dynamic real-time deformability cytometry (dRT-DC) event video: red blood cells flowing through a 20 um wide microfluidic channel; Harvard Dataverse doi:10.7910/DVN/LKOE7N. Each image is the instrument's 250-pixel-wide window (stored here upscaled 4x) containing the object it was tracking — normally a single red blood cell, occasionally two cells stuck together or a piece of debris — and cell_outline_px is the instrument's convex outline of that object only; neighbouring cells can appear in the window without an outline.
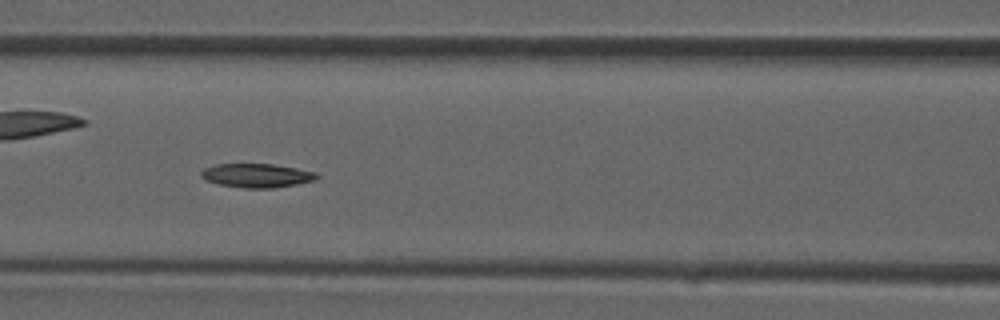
{"species": "common noctule bat (a hibernating species)", "species_latin": "Nyctalus noctula", "temperature_condition": "room temperature", "stored_images_in_passage": 30, "camera_frame_rate_fps": 3000, "um_per_image_px": 0.085, "animal": {"sex": "male", "forearm_length_mm": 52.5}, "frame": {"image": 1, "passage_image": 9, "time_ms": 2.667, "image_size_px": [1000, 320], "cell_outline_px": [[320, 176], [316, 180], [276, 188], [244, 188], [220, 184], [204, 180], [200, 176], [200, 172], [204, 168], [216, 164], [272, 164], [296, 168], [316, 172]], "centroid_in_image_um": [21.82, 14.92], "position_along_channel_um": 144.8, "area_um2": 16.18}}